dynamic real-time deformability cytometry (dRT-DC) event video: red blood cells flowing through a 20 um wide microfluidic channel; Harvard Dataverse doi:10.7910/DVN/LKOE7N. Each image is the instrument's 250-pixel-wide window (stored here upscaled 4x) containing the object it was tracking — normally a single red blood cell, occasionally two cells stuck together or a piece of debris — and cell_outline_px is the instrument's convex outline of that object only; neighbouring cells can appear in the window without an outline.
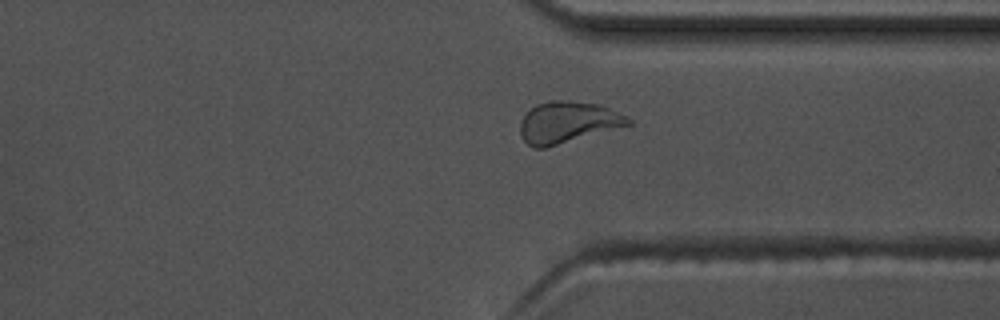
{"species": "common noctule bat (a hibernating species)", "species_latin": "Nyctalus noctula", "temperature_condition": "warm", "stored_images_in_passage": 54, "camera_frame_rate_fps": 3000, "um_per_image_px": 0.085, "animal": {"sex": "male", "body_mass_g": 17.5, "forearm_length_mm": 52.3}, "frame": {"image": 1, "passage_image": 41, "time_ms": 13.333, "image_size_px": [1000, 320], "cell_outline_px": [[632, 124], [544, 148], [532, 148], [520, 136], [520, 120], [536, 104], [552, 100], [568, 100], [600, 104], [632, 120]], "centroid_in_image_um": [48.22, 10.39], "position_along_channel_um": 363.2, "area_um2": 25.84}}
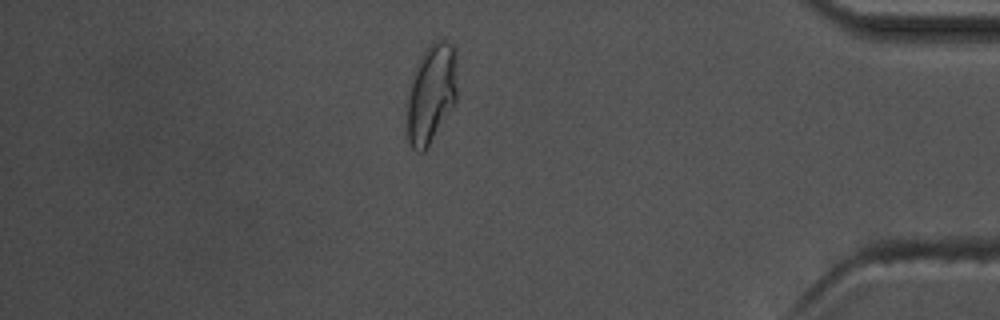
{"frame": {"image": 2, "passage_image": 47, "time_ms": 15.333, "image_size_px": [1000, 320], "cell_outline_px": [[456, 104], [428, 148], [424, 152], [416, 152], [412, 148], [408, 140], [408, 96], [416, 64], [420, 56], [436, 40], [444, 40], [452, 44], [456, 52]], "centroid_in_image_um": [36.68, 8.0], "position_along_channel_um": 398.5, "area_um2": 29.07}, "authors_computed_cell_mechanics": {"area_um2": 25.8655, "velocity_mm_per_s": 3.702, "shape_relaxation_time_tau1_ms": null, "shape_relaxation_time_tau2_ms": 0.7052, "deformation_change_tau1": null, "deformation_change_tau2": 0.0669}}